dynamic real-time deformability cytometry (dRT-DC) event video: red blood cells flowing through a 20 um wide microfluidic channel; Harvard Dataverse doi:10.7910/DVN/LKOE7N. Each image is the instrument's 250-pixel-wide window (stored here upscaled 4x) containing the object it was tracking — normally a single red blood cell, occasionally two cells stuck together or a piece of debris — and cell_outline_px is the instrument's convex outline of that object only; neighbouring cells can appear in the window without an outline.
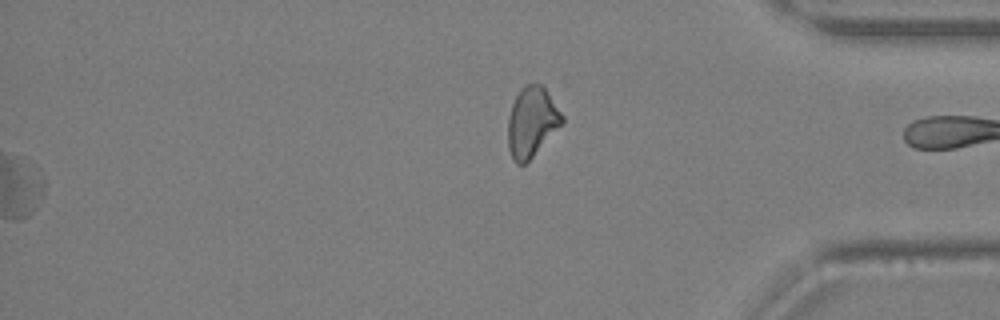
{"species": "Egyptian fruit bat (a non-hibernating species)", "species_latin": "Rousettus aegyptiacus", "temperature_condition": "warm", "stored_images_in_passage": 29, "segment_of_instrument_passage": [2, 2], "camera_frame_rate_fps": 3000, "um_per_image_px": 0.085, "animal": {"sex": "female"}, "frame": {"image": 1, "passage_image": 29, "time_ms": 9.333, "image_size_px": [1000, 320], "cell_outline_px": [[564, 124], [524, 164], [516, 164], [512, 160], [508, 148], [508, 116], [512, 104], [520, 88], [524, 84], [544, 84], [564, 116]], "centroid_in_image_um": [45.22, 10.34], "position_along_channel_um": 390.0, "area_um2": 22.43}}